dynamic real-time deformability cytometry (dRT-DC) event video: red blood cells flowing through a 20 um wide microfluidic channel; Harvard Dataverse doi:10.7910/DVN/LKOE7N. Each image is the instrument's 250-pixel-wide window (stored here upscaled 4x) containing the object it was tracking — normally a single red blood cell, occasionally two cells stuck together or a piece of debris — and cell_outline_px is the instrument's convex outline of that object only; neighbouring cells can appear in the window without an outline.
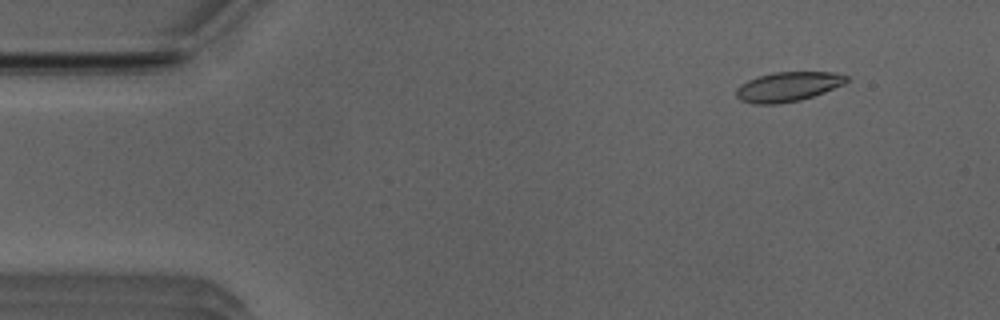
{"species": "Egyptian fruit bat (a non-hibernating species)", "species_latin": "Rousettus aegyptiacus", "temperature_condition": "room temperature", "stored_images_in_passage": 37, "camera_frame_rate_fps": 3000, "um_per_image_px": 0.085, "animal": {"sex": "male"}, "frame": {"image": 1, "passage_image": 6, "time_ms": 1.667, "image_size_px": [1000, 320], "cell_outline_px": [[848, 80], [844, 84], [824, 92], [800, 100], [776, 104], [756, 104], [740, 100], [736, 96], [736, 88], [740, 84], [756, 76], [772, 72], [832, 72], [848, 76]], "centroid_in_image_um": [66.94, 7.36], "position_along_channel_um": 18.1, "area_um2": 19.02}}
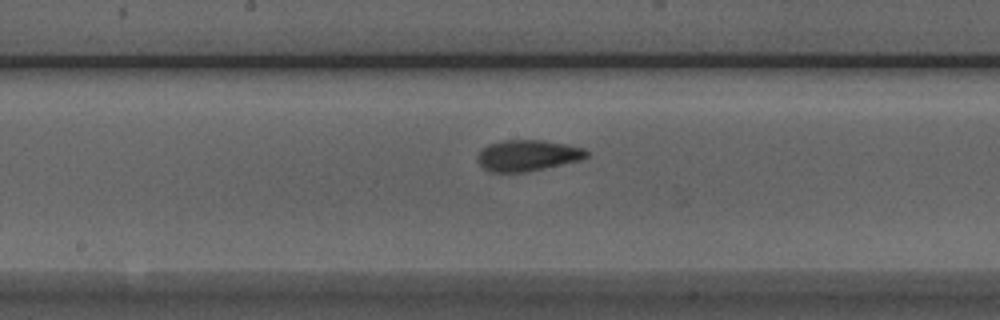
{"frame": {"image": 2, "passage_image": 27, "time_ms": 8.667, "image_size_px": [1000, 320], "cell_outline_px": [[588, 156], [584, 160], [528, 172], [488, 172], [480, 164], [476, 156], [488, 144], [504, 140], [544, 140], [568, 144], [584, 148], [588, 152]], "centroid_in_image_um": [44.9, 13.22], "position_along_channel_um": 203.3, "area_um2": 20.06}}
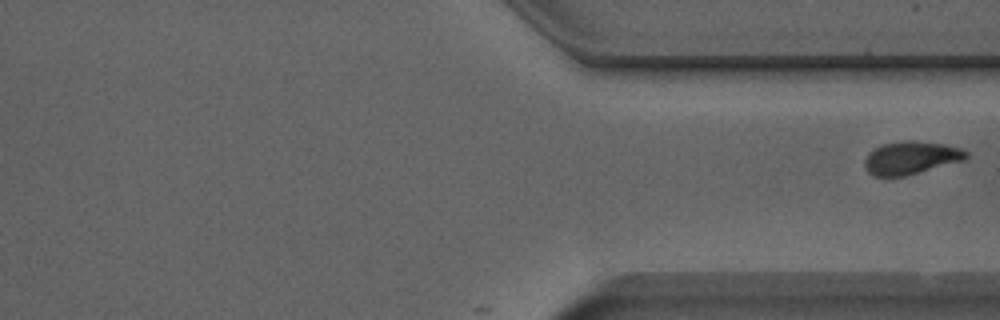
{"frame": {"image": 3, "passage_image": 37, "time_ms": 12.0, "image_size_px": [1000, 320], "cell_outline_px": [[968, 156], [964, 160], [904, 176], [872, 176], [864, 168], [864, 160], [876, 148], [884, 144], [904, 140], [912, 140], [944, 144], [960, 148], [968, 152]], "centroid_in_image_um": [77.43, 13.41], "position_along_channel_um": 334.0, "area_um2": 19.25}}